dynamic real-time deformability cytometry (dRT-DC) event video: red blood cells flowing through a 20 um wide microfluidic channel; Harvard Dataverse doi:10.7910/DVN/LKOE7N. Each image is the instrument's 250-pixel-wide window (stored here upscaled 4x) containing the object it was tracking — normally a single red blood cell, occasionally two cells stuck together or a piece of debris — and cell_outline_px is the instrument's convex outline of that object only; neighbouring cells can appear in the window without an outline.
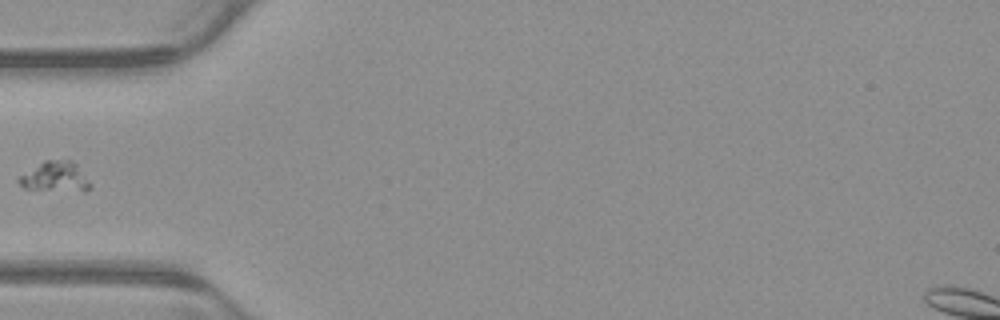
{"species": "common noctule bat (a hibernating species)", "species_latin": "Nyctalus noctula", "temperature_condition": "warm", "stored_images_in_passage": 2, "camera_frame_rate_fps": 3000, "um_per_image_px": 0.085, "animal": {"sex": "male", "body_mass_g": 23.1, "forearm_length_mm": 52.7}, "frame": {"image": 1, "passage_image": 2, "time_ms": 0.333, "image_size_px": [1000, 320], "cell_outline_px": [[92, 188], [84, 192], [24, 188], [16, 180], [20, 176], [44, 160], [72, 160], [76, 164], [92, 184]], "centroid_in_image_um": [4.74, 15.04], "position_along_channel_um": 80.3, "area_um2": 12.54}}